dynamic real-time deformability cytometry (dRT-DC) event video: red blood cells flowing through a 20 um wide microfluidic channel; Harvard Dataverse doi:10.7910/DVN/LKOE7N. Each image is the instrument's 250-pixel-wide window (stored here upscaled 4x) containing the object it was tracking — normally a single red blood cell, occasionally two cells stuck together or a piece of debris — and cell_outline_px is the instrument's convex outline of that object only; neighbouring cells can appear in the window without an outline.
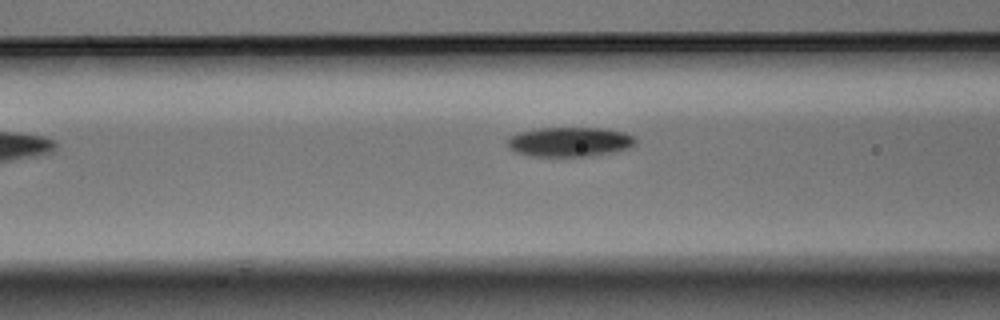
{"species": "Egyptian fruit bat (a non-hibernating species)", "species_latin": "Rousettus aegyptiacus", "temperature_condition": "warm", "stored_images_in_passage": 7, "camera_frame_rate_fps": 3000, "um_per_image_px": 0.085, "animal": {"sex": "male"}, "frame": {"image": 1, "passage_image": 6, "time_ms": 1.667, "image_size_px": [1000, 320], "cell_outline_px": [[636, 144], [628, 148], [588, 156], [532, 156], [512, 152], [508, 148], [504, 140], [508, 136], [516, 132], [536, 128], [608, 128], [624, 132], [636, 136]], "centroid_in_image_um": [48.34, 12.04], "position_along_channel_um": 118.3, "area_um2": 22.48}}
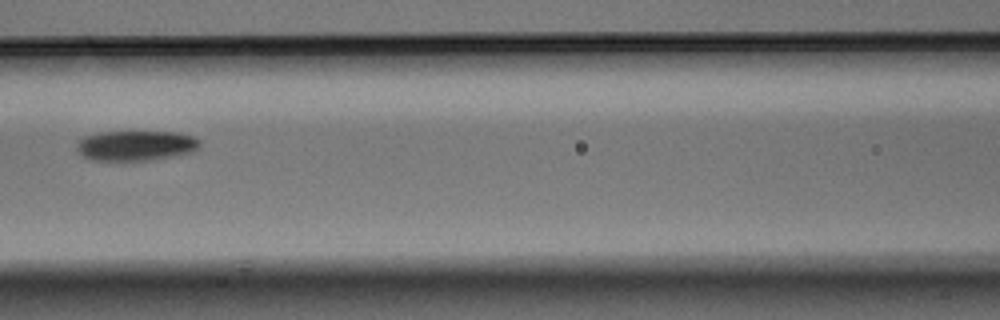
{"frame": {"image": 2, "passage_image": 7, "time_ms": 2.0, "image_size_px": [1000, 320], "cell_outline_px": [[200, 148], [196, 152], [176, 156], [152, 160], [92, 160], [84, 156], [76, 148], [76, 144], [84, 136], [100, 132], [176, 132], [192, 136], [200, 140]], "centroid_in_image_um": [11.61, 12.38], "position_along_channel_um": 155.0, "area_um2": 21.73}}